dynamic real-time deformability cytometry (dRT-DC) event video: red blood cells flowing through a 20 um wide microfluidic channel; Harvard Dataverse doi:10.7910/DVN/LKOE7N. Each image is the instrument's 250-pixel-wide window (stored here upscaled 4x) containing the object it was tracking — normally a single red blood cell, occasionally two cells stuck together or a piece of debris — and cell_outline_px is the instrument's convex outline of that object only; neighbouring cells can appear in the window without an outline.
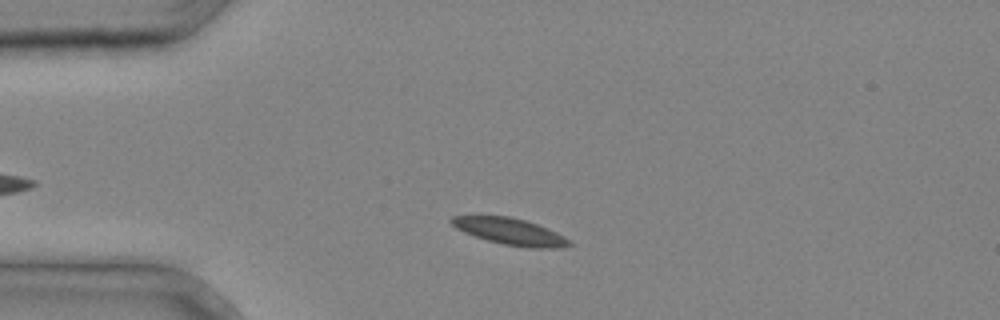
{"species": "common noctule bat (a hibernating species)", "species_latin": "Nyctalus noctula", "temperature_condition": "cold", "stored_images_in_passage": 29, "camera_frame_rate_fps": 3000, "um_per_image_px": 0.085, "animal": {"sex": "male", "body_mass_g": 20.4}, "frame": {"image": 1, "passage_image": 1, "time_ms": 0.0, "image_size_px": [1000, 320], "cell_outline_px": [[572, 244], [560, 248], [528, 248], [504, 244], [488, 240], [464, 232], [456, 228], [448, 220], [452, 216], [512, 216], [548, 228], [564, 236]], "centroid_in_image_um": [43.36, 19.67], "position_along_channel_um": 41.6, "area_um2": 18.09}}
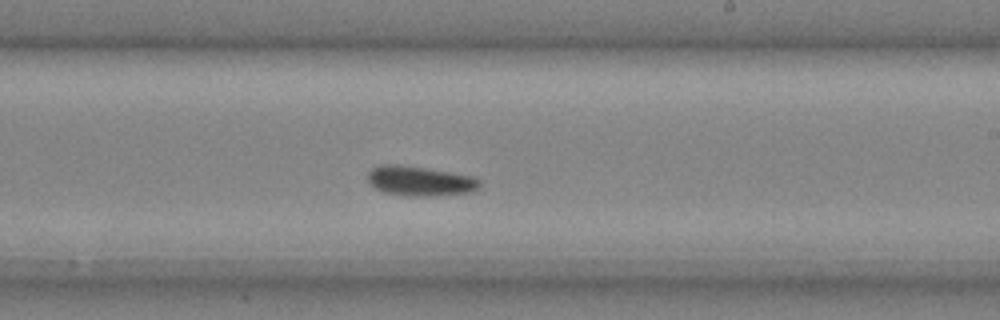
{"frame": {"image": 2, "passage_image": 15, "time_ms": 4.667, "image_size_px": [1000, 320], "cell_outline_px": [[480, 184], [472, 192], [428, 196], [412, 196], [384, 192], [376, 188], [368, 180], [368, 172], [372, 168], [380, 164], [396, 164], [428, 168], [472, 176], [480, 180]], "centroid_in_image_um": [35.68, 15.37], "position_along_channel_um": 253.3, "area_um2": 19.25}}
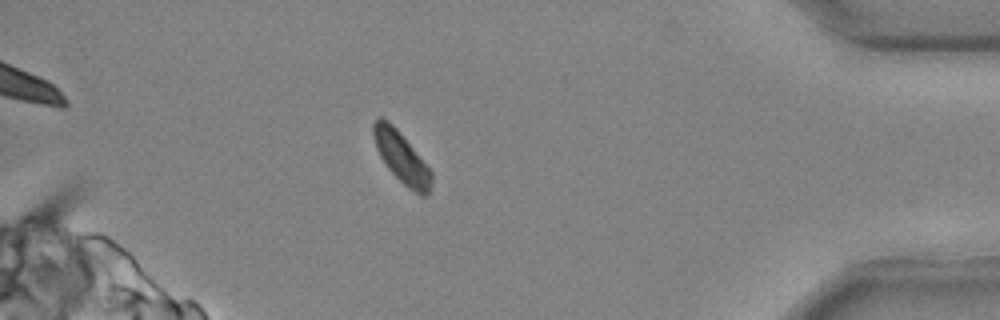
{"frame": {"image": 3, "passage_image": 26, "time_ms": 8.333, "image_size_px": [1000, 320], "cell_outline_px": [[432, 184], [428, 196], [420, 196], [408, 188], [388, 168], [380, 156], [376, 148], [372, 136], [372, 124], [376, 116], [380, 116], [388, 120], [396, 128], [432, 172]], "centroid_in_image_um": [34.1, 13.37], "position_along_channel_um": 401.1, "area_um2": 17.22}}